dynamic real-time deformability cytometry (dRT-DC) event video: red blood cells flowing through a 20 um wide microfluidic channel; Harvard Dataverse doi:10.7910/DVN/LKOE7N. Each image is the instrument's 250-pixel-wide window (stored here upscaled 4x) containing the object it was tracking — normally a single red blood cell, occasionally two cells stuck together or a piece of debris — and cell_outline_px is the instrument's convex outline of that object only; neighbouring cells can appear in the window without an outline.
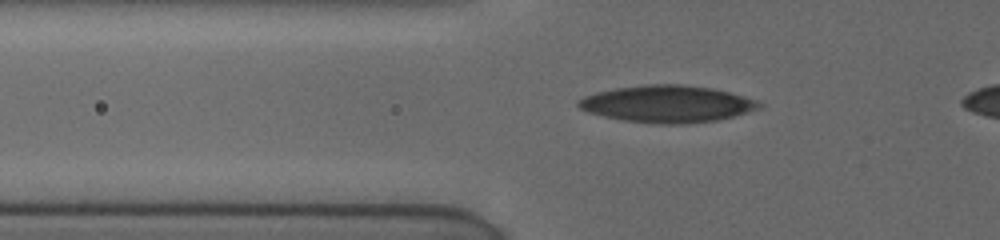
{"species": "human", "species_latin": "Homo sapiens", "temperature_condition": "cold", "stored_images_in_passage": 34, "camera_frame_rate_fps": 3000, "um_per_image_px": 0.085, "donor": {"sex": "female"}, "frame": {"image": 1, "passage_image": 11, "time_ms": 4.333, "image_size_px": [1000, 240], "cell_outline_px": [[760, 108], [736, 116], [716, 120], [684, 124], [652, 124], [624, 120], [604, 116], [588, 112], [580, 108], [576, 104], [576, 100], [584, 96], [596, 92], [616, 88], [652, 84], [680, 84], [712, 88], [744, 96], [756, 100], [760, 104]], "centroid_in_image_um": [56.69, 8.84], "position_along_channel_um": 69.1, "area_um2": 38.9}}
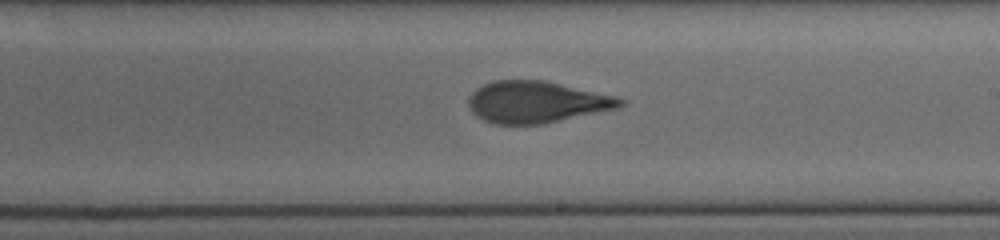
{"frame": {"image": 2, "passage_image": 23, "time_ms": 9.0, "image_size_px": [1000, 240], "cell_outline_px": [[624, 104], [620, 108], [544, 124], [492, 124], [476, 116], [472, 112], [468, 104], [468, 96], [476, 88], [492, 80], [544, 80], [616, 96], [624, 100]], "centroid_in_image_um": [45.6, 8.68], "position_along_channel_um": 243.4, "area_um2": 37.11}}
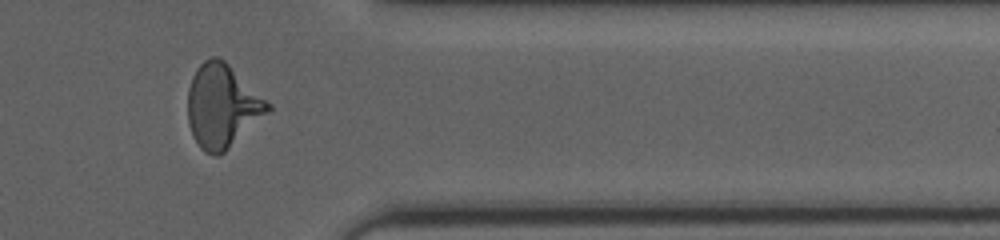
{"frame": {"image": 3, "passage_image": 32, "time_ms": 13.0, "image_size_px": [1000, 240], "cell_outline_px": [[272, 108], [268, 112], [220, 156], [212, 156], [204, 152], [200, 148], [192, 136], [188, 124], [188, 88], [192, 76], [196, 68], [204, 60], [212, 56], [216, 56], [224, 60], [272, 104]], "centroid_in_image_um": [18.87, 9.02], "position_along_channel_um": 392.5, "area_um2": 38.96}}